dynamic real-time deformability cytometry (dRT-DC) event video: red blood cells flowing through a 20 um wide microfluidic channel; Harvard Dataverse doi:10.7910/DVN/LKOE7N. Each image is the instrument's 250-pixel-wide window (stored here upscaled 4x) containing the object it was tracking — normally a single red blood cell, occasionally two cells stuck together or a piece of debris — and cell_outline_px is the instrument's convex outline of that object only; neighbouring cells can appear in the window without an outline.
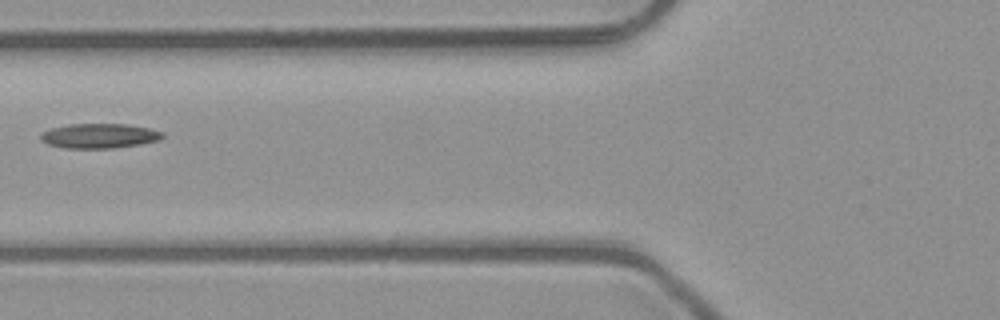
{"species": "common noctule bat (a hibernating species)", "species_latin": "Nyctalus noctula", "temperature_condition": "room temperature", "stored_images_in_passage": 4, "camera_frame_rate_fps": 3000, "um_per_image_px": 0.085, "animal": {"sex": "male", "body_mass_g": 23.1, "forearm_length_mm": 52.7}, "frame": {"image": 1, "passage_image": 4, "time_ms": 1.0, "image_size_px": [1000, 320], "cell_outline_px": [[164, 136], [160, 140], [140, 144], [112, 148], [64, 148], [48, 144], [40, 140], [40, 136], [44, 132], [52, 128], [68, 124], [124, 124], [148, 128], [164, 132]], "centroid_in_image_um": [8.45, 11.55], "position_along_channel_um": 117.3, "area_um2": 17.46}}